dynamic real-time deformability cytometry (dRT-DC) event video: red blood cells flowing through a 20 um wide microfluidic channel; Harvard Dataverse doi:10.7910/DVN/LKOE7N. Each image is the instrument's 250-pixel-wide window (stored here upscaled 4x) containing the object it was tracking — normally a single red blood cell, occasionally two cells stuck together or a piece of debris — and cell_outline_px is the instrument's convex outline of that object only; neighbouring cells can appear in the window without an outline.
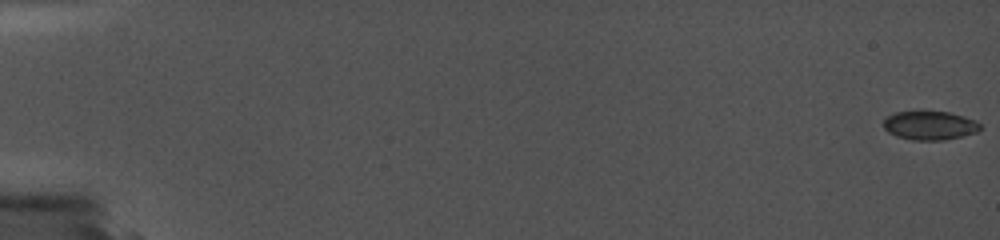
{"species": "common noctule bat (a hibernating species)", "species_latin": "Nyctalus noctula", "temperature_condition": "cold", "stored_images_in_passage": 3, "camera_frame_rate_fps": 5000, "um_per_image_px": 0.085, "animal": {"sex": "female", "body_mass_g": 19.0, "forearm_length_mm": 56.7}, "frame": {"image": 1, "passage_image": 1, "time_ms": 0.0, "image_size_px": [1000, 240], "cell_outline_px": [[980, 128], [972, 132], [948, 140], [908, 140], [896, 136], [888, 132], [884, 128], [884, 120], [892, 116], [904, 112], [940, 112], [972, 120], [980, 124]], "centroid_in_image_um": [78.97, 10.71], "position_along_channel_um": 6.0, "area_um2": 15.32}}